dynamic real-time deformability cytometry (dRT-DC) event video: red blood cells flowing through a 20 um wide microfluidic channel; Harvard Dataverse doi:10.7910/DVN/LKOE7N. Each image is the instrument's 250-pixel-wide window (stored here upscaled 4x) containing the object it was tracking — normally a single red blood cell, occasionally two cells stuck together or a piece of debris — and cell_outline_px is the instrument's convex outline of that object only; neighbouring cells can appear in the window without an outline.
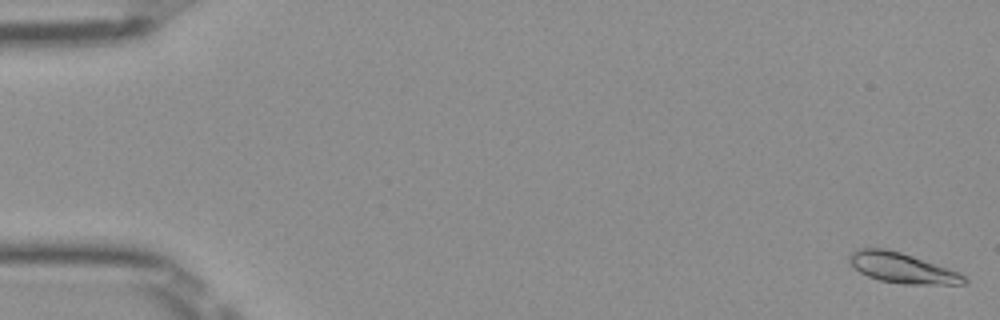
{"species": "Egyptian fruit bat (a non-hibernating species)", "species_latin": "Rousettus aegyptiacus", "temperature_condition": "room temperature", "stored_images_in_passage": 51, "camera_frame_rate_fps": 3000, "um_per_image_px": 0.085, "frame": {"image": 1, "passage_image": 1, "time_ms": 0.0, "image_size_px": [1000, 320], "cell_outline_px": [[968, 280], [964, 284], [904, 284], [880, 280], [868, 276], [860, 272], [848, 260], [848, 256], [852, 252], [860, 248], [884, 248], [900, 252], [960, 272]], "centroid_in_image_um": [76.69, 22.78], "position_along_channel_um": 8.3, "area_um2": 19.94}}
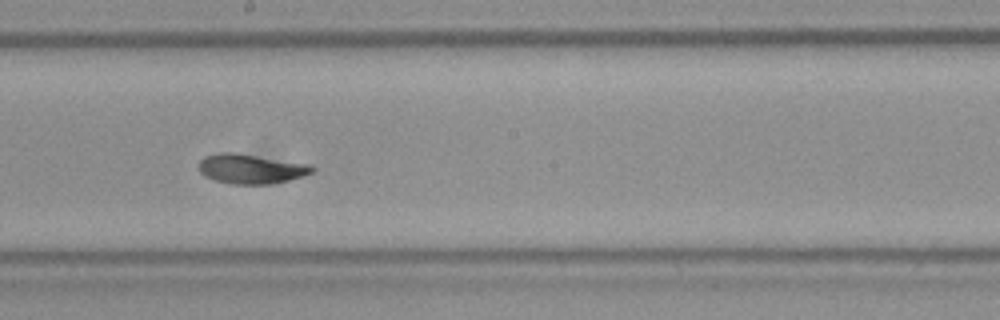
{"frame": {"image": 2, "passage_image": 29, "time_ms": 9.333, "image_size_px": [1000, 320], "cell_outline_px": [[316, 168], [312, 172], [304, 176], [288, 180], [268, 184], [232, 184], [216, 180], [204, 176], [200, 172], [200, 160], [204, 156], [220, 152], [236, 152], [312, 164]], "centroid_in_image_um": [21.36, 14.33], "position_along_channel_um": 226.8, "area_um2": 19.71}}
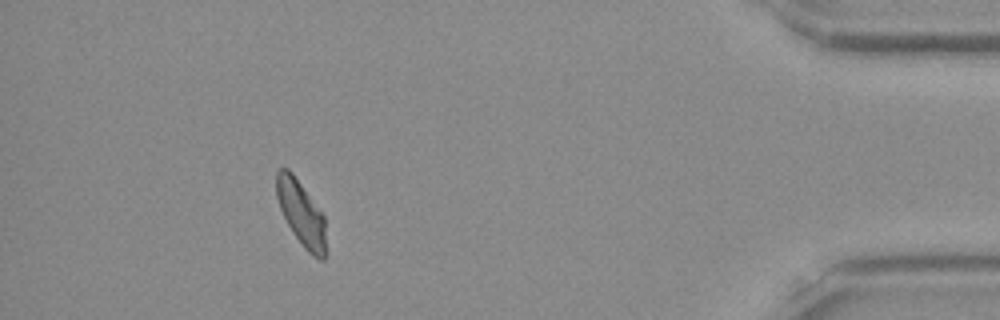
{"frame": {"image": 3, "passage_image": 47, "time_ms": 15.333, "image_size_px": [1000, 320], "cell_outline_px": [[324, 260], [320, 260], [312, 256], [304, 248], [288, 224], [280, 208], [276, 196], [276, 172], [280, 168], [288, 168], [292, 172], [324, 216]], "centroid_in_image_um": [25.57, 18.1], "position_along_channel_um": 409.6, "area_um2": 18.21}, "authors_computed_cell_mechanics": {"area_um2": 19.5942, "velocity_mm_per_s": 3.9603, "shape_relaxation_time_tau1_ms": 3.0641, "shape_relaxation_time_tau2_ms": 1.1808, "deformation_change_tau1": 0.133, "deformation_change_tau2": 0.0604}}